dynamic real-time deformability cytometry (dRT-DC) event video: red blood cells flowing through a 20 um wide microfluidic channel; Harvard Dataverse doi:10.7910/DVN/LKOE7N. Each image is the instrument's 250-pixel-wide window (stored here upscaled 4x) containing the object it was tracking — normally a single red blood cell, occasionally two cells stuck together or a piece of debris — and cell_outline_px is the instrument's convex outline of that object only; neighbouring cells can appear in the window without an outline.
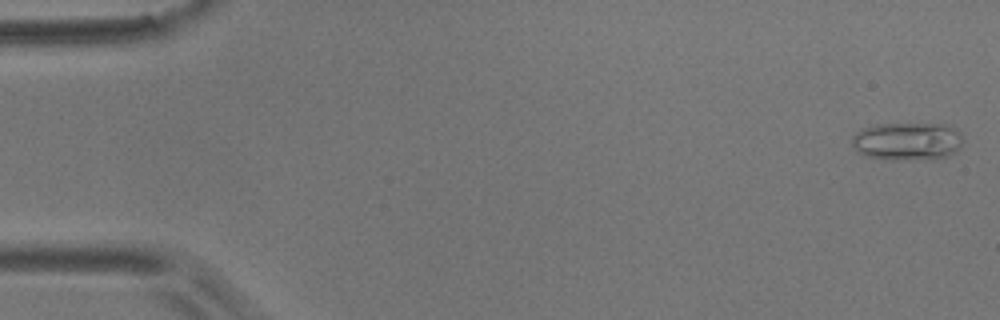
{"species": "common noctule bat (a hibernating species)", "species_latin": "Nyctalus noctula", "temperature_condition": "room temperature", "stored_images_in_passage": 6, "camera_frame_rate_fps": 3000, "um_per_image_px": 0.085, "animal": {"sex": "male", "body_mass_g": 17.9}, "frame": {"image": 1, "passage_image": 6, "time_ms": 1.667, "image_size_px": [1000, 320], "cell_outline_px": [[964, 140], [960, 148], [956, 152], [948, 156], [932, 160], [924, 160], [864, 156], [852, 144], [852, 136], [860, 128], [876, 124], [944, 124], [960, 132]], "centroid_in_image_um": [77.17, 12.0], "position_along_channel_um": 7.8, "area_um2": 24.57}}